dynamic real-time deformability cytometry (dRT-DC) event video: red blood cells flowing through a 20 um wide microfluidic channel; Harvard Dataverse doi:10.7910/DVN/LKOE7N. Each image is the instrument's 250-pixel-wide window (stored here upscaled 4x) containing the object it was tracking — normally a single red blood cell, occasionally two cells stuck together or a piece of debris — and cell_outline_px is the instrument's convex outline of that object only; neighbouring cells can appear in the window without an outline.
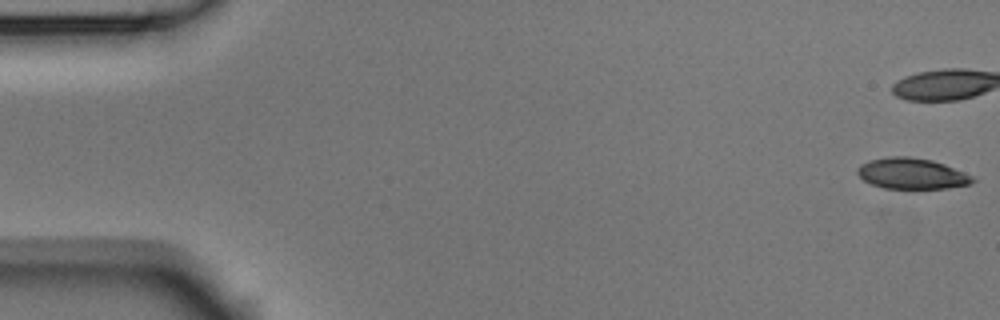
{"species": "Egyptian fruit bat (a non-hibernating species)", "species_latin": "Rousettus aegyptiacus", "temperature_condition": "room temperature", "stored_images_in_passage": 10, "camera_frame_rate_fps": 3000, "um_per_image_px": 0.085, "animal": {"sex": "male"}, "frame": {"image": 1, "passage_image": 1, "time_ms": 0.0, "image_size_px": [1000, 320], "cell_outline_px": [[976, 180], [972, 184], [948, 188], [884, 188], [872, 184], [864, 180], [856, 172], [856, 168], [860, 164], [868, 160], [888, 156], [908, 156], [932, 160], [944, 164], [964, 172], [972, 176]], "centroid_in_image_um": [77.49, 14.74], "position_along_channel_um": 7.5, "area_um2": 20.81}}
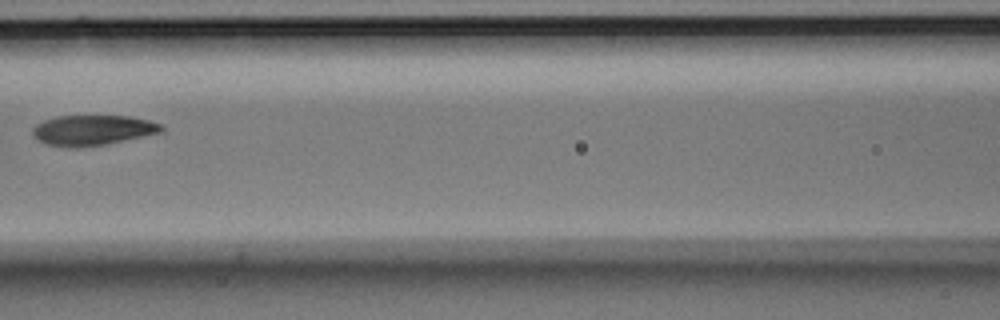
{"frame": {"image": 2, "passage_image": 9, "time_ms": 2.667, "image_size_px": [1000, 320], "cell_outline_px": [[164, 128], [160, 132], [108, 144], [80, 148], [68, 148], [44, 144], [36, 140], [32, 132], [32, 128], [36, 124], [44, 120], [56, 116], [128, 116], [148, 120], [160, 124]], "centroid_in_image_um": [7.8, 11.08], "position_along_channel_um": 158.8, "area_um2": 22.89}}
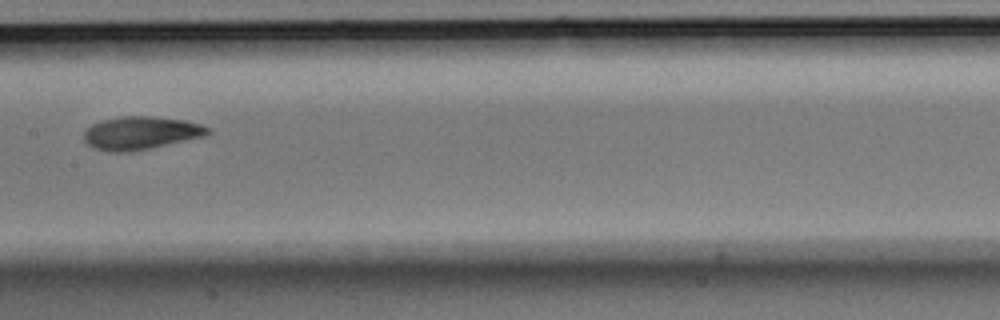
{"frame": {"image": 3, "passage_image": 10, "time_ms": 3.0, "image_size_px": [1000, 320], "cell_outline_px": [[212, 132], [204, 136], [148, 148], [128, 152], [108, 152], [96, 148], [88, 144], [84, 140], [84, 132], [92, 124], [104, 120], [120, 116], [152, 116], [184, 120], [200, 124], [208, 128]], "centroid_in_image_um": [11.95, 11.29], "position_along_channel_um": 195.4, "area_um2": 23.52}}